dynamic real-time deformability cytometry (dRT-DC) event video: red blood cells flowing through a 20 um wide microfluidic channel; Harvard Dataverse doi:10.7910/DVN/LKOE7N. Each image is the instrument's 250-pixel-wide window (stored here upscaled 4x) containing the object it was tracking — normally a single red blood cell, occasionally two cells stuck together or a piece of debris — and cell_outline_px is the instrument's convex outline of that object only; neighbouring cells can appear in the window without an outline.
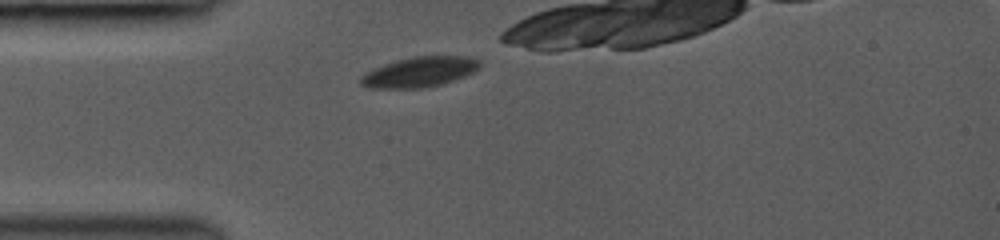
{"species": "common noctule bat (a hibernating species)", "species_latin": "Nyctalus noctula", "temperature_condition": "room temperature", "stored_images_in_passage": 11, "camera_frame_rate_fps": 3000, "um_per_image_px": 0.085, "animal": {"sex": "female", "body_mass_g": 19.0, "forearm_length_mm": 53.3}, "frame": {"image": 1, "passage_image": 1, "time_ms": 0.0, "image_size_px": [1000, 240], "cell_outline_px": [[480, 68], [464, 76], [440, 84], [424, 88], [368, 88], [360, 84], [360, 76], [384, 64], [396, 60], [412, 56], [468, 56], [480, 60]], "centroid_in_image_um": [35.66, 6.11], "position_along_channel_um": 49.3, "area_um2": 20.81}}
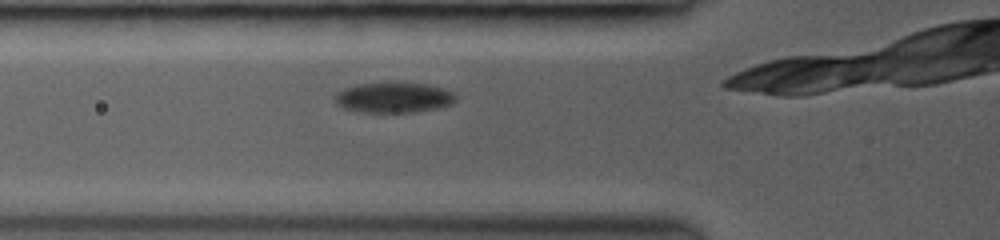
{"frame": {"image": 2, "passage_image": 5, "time_ms": 1.333, "image_size_px": [1000, 240], "cell_outline_px": [[456, 100], [452, 104], [436, 108], [416, 112], [356, 112], [344, 108], [336, 104], [336, 92], [344, 88], [356, 84], [424, 84], [444, 88], [452, 92], [456, 96]], "centroid_in_image_um": [33.45, 8.31], "position_along_channel_um": 92.3, "area_um2": 21.04}}